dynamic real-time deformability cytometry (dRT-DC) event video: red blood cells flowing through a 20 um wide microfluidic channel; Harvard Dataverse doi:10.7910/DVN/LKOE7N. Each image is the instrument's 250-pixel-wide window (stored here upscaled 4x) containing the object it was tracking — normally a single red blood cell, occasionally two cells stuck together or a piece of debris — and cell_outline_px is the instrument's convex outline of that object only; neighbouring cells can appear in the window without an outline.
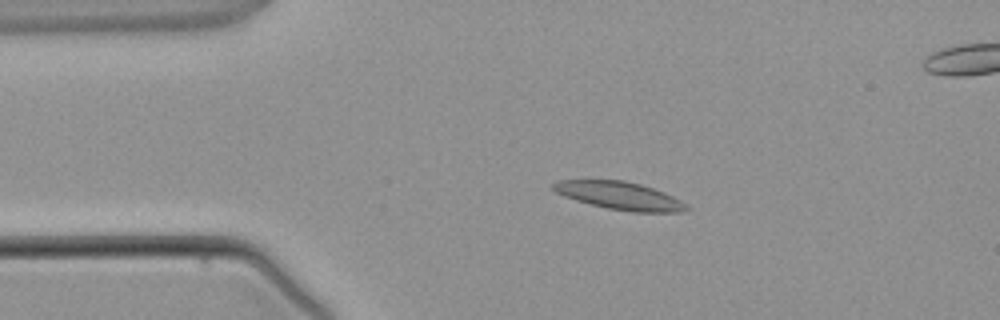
{"species": "common noctule bat (a hibernating species)", "species_latin": "Nyctalus noctula", "temperature_condition": "warm", "stored_images_in_passage": 3, "camera_frame_rate_fps": 3000, "um_per_image_px": 0.085, "animal": {"sex": "male", "body_mass_g": 21.5, "forearm_length_mm": 52.0}, "frame": {"image": 1, "passage_image": 2, "time_ms": 1.0, "image_size_px": [1000, 320], "cell_outline_px": [[688, 208], [680, 212], [632, 212], [608, 208], [576, 200], [564, 196], [556, 192], [552, 188], [552, 184], [556, 180], [624, 180], [640, 184], [664, 192], [680, 200]], "centroid_in_image_um": [52.63, 16.62], "position_along_channel_um": 32.4, "area_um2": 21.33}}